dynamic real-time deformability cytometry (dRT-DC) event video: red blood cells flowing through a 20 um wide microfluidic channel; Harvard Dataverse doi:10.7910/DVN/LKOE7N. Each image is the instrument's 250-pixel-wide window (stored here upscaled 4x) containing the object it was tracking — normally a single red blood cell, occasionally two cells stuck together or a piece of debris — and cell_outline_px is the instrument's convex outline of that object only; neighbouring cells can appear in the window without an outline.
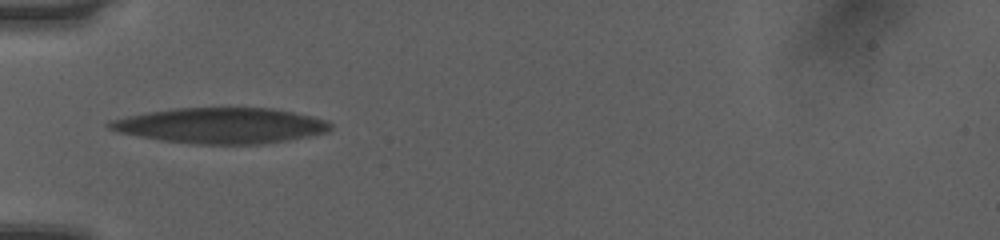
{"species": "human", "species_latin": "Homo sapiens", "temperature_condition": "room temperature", "stored_images_in_passage": 36, "camera_frame_rate_fps": 3000, "um_per_image_px": 0.085, "donor": {"sex": "female"}, "frame": {"image": 1, "passage_image": 1, "time_ms": 0.0, "image_size_px": [1000, 240], "cell_outline_px": [[332, 128], [328, 132], [308, 136], [260, 144], [192, 144], [160, 140], [120, 132], [108, 128], [104, 124], [108, 120], [148, 112], [176, 108], [268, 108], [292, 112], [312, 116], [328, 120], [332, 124]], "centroid_in_image_um": [18.77, 10.67], "position_along_channel_um": 66.2, "area_um2": 45.66}}
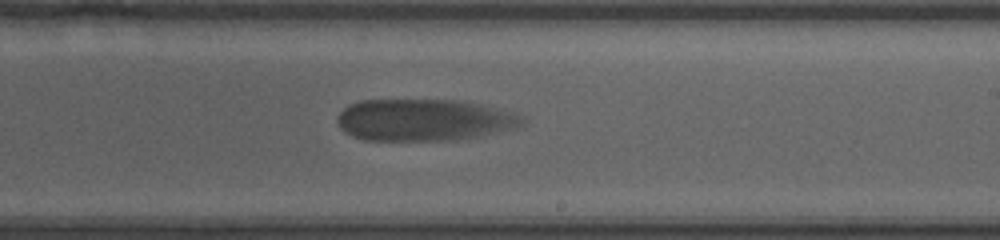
{"frame": {"image": 2, "passage_image": 16, "time_ms": 5.0, "image_size_px": [1000, 240], "cell_outline_px": [[524, 124], [516, 128], [484, 136], [456, 140], [364, 140], [352, 136], [344, 132], [340, 128], [336, 120], [336, 116], [348, 104], [360, 100], [460, 100], [480, 104], [512, 112], [520, 116], [524, 120]], "centroid_in_image_um": [36.02, 10.2], "position_along_channel_um": 253.0, "area_um2": 45.49}}
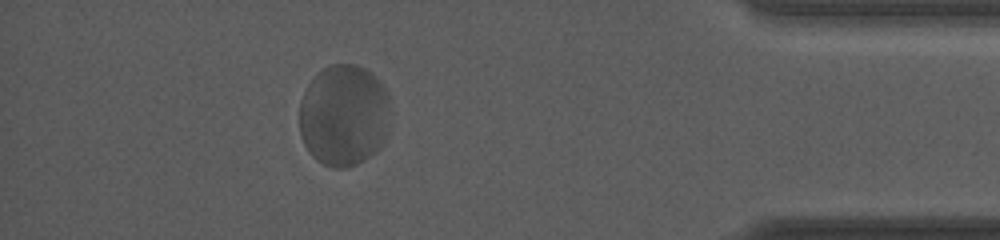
{"frame": {"image": 3, "passage_image": 31, "time_ms": 10.0, "image_size_px": [1000, 240], "cell_outline_px": [[388, 96], [384, 140], [376, 152], [364, 160], [356, 164], [340, 168], [336, 168], [324, 164], [304, 144], [300, 132], [300, 100], [308, 84], [324, 68], [332, 64], [356, 64], [364, 68], [384, 88]], "centroid_in_image_um": [29.19, 9.8], "position_along_channel_um": 406.0, "area_um2": 52.66}, "authors_computed_cell_mechanics": {"area_um2": 45.662, "velocity_mm_per_s": 3.8109, "shape_relaxation_time_tau1_ms": 3.2144, "shape_relaxation_time_tau2_ms": null, "deformation_change_tau1": 0.1093, "deformation_change_tau2": null}}